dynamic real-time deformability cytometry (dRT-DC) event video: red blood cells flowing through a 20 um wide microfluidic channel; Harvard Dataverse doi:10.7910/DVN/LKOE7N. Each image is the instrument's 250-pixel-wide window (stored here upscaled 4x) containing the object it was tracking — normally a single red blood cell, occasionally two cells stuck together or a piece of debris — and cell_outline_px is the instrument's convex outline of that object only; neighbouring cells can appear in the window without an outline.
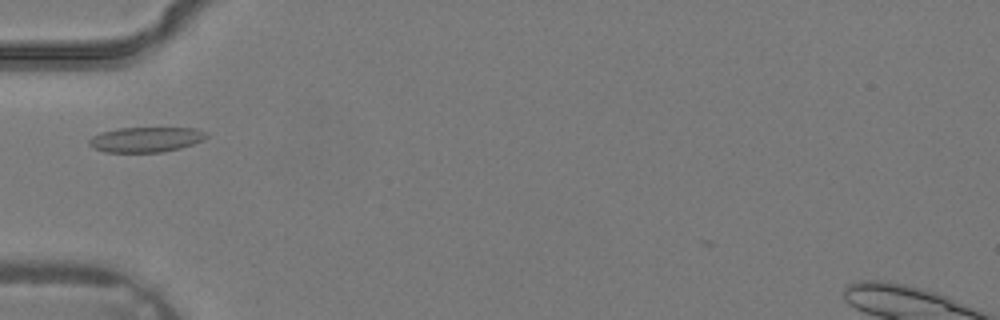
{"species": "common noctule bat (a hibernating species)", "species_latin": "Nyctalus noctula", "temperature_condition": "warm", "stored_images_in_passage": 3, "camera_frame_rate_fps": 3000, "um_per_image_px": 0.085, "animal": {"sex": "male", "body_mass_g": 19.2, "forearm_length_mm": 51.8}, "frame": {"image": 1, "passage_image": 3, "time_ms": 0.667, "image_size_px": [1000, 320], "cell_outline_px": [[208, 136], [204, 140], [180, 148], [160, 152], [104, 152], [92, 148], [88, 144], [88, 140], [92, 136], [100, 132], [116, 128], [196, 128], [208, 132]], "centroid_in_image_um": [12.38, 11.85], "position_along_channel_um": 72.6, "area_um2": 17.34}}